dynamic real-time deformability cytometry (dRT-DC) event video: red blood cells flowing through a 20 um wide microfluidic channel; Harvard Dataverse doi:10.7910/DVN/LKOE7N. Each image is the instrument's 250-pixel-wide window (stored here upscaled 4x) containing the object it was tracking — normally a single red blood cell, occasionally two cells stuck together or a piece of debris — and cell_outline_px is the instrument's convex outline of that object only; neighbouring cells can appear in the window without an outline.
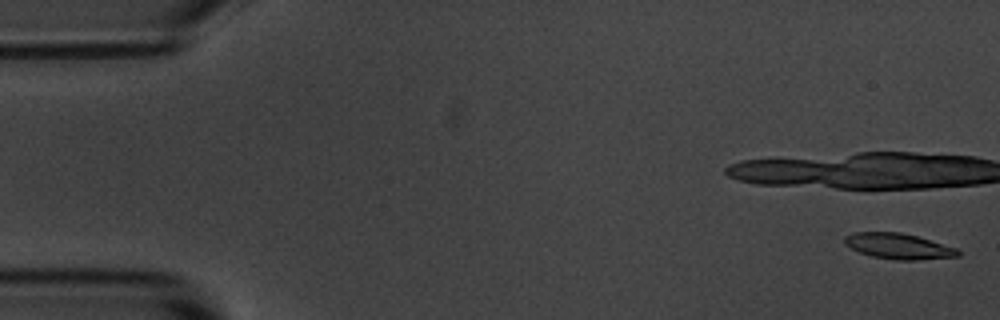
{"species": "common noctule bat (a hibernating species)", "species_latin": "Nyctalus noctula", "temperature_condition": "room temperature", "stored_images_in_passage": 7, "camera_frame_rate_fps": 3000, "um_per_image_px": 0.085, "animal": {"sex": "male", "body_mass_g": 20.1, "forearm_length_mm": 53.5}, "frame": {"image": 1, "passage_image": 1, "time_ms": 0.0, "image_size_px": [1000, 320], "cell_outline_px": [[960, 256], [916, 260], [896, 260], [872, 256], [860, 252], [844, 244], [844, 236], [852, 232], [900, 232], [916, 236], [956, 248], [960, 252]], "centroid_in_image_um": [76.34, 20.92], "position_along_channel_um": 8.7, "area_um2": 16.82}}